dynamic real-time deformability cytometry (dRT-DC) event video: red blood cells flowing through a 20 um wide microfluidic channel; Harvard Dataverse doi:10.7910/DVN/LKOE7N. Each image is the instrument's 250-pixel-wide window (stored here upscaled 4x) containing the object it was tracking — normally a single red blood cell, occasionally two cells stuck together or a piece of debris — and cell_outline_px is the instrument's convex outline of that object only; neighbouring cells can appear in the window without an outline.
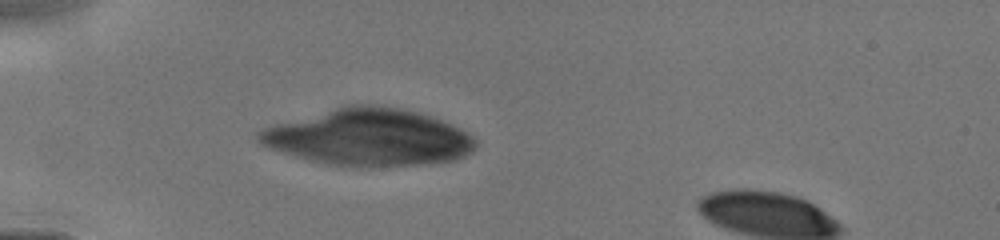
{"species": "human", "species_latin": "Homo sapiens", "temperature_condition": "cold", "stored_images_in_passage": 25, "camera_frame_rate_fps": 3000, "um_per_image_px": 0.085, "donor": {"sex": "male"}, "frame": {"image": 1, "passage_image": 3, "time_ms": 1.0, "image_size_px": [1000, 240], "cell_outline_px": [[476, 148], [472, 152], [464, 156], [452, 160], [420, 164], [332, 164], [312, 160], [268, 148], [260, 144], [256, 140], [256, 132], [264, 128], [276, 124], [348, 104], [376, 104], [400, 108], [432, 116], [452, 124], [468, 132], [476, 140]], "centroid_in_image_um": [31.35, 11.63], "position_along_channel_um": 53.6, "area_um2": 70.52}}
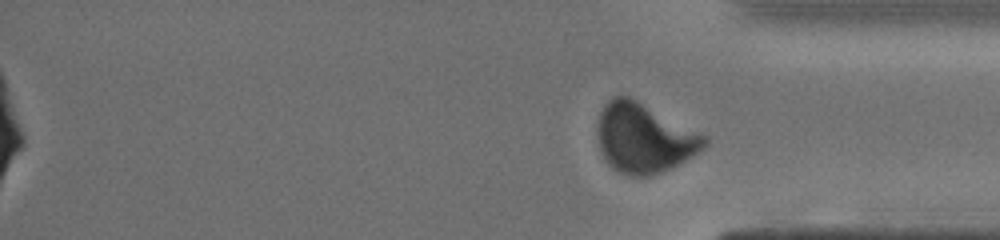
{"frame": {"image": 2, "passage_image": 25, "time_ms": 12.0, "image_size_px": [1000, 240], "cell_outline_px": [[708, 144], [704, 148], [692, 156], [672, 168], [648, 176], [632, 176], [620, 172], [612, 168], [608, 164], [600, 148], [596, 132], [596, 128], [600, 112], [604, 104], [612, 96], [628, 96], [708, 136]], "centroid_in_image_um": [54.74, 11.74], "position_along_channel_um": 380.5, "area_um2": 43.23}}